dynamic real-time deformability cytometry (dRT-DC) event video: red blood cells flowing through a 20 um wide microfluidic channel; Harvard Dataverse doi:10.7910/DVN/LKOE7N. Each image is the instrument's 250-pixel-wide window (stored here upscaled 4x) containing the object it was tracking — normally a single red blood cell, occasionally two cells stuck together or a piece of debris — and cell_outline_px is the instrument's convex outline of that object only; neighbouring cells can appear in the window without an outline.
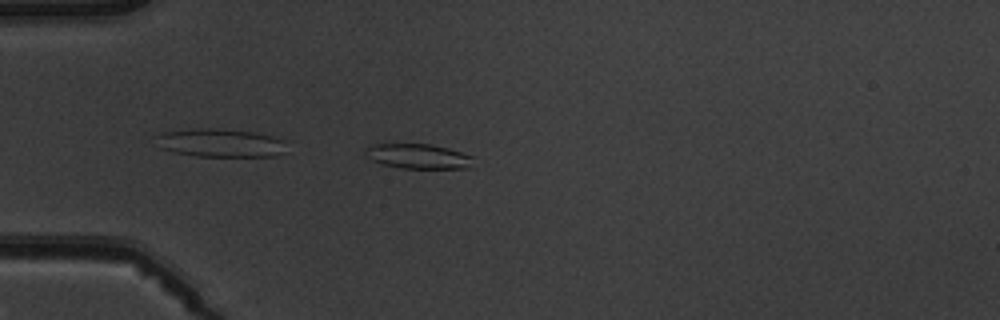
{"species": "common noctule bat (a hibernating species)", "species_latin": "Nyctalus noctula", "temperature_condition": "warm", "stored_images_in_passage": 5, "camera_frame_rate_fps": 3000, "um_per_image_px": 0.085, "animal": {"sex": "male", "body_mass_g": 19.5, "forearm_length_mm": 54.6}, "frame": {"image": 1, "passage_image": 5, "time_ms": 4.667, "image_size_px": [1000, 320], "cell_outline_px": [[472, 156], [468, 168], [404, 168], [384, 164], [372, 160], [364, 156], [364, 148], [376, 144], [432, 144], [448, 148]], "centroid_in_image_um": [35.48, 13.27], "position_along_channel_um": 49.5, "area_um2": 15.37}}